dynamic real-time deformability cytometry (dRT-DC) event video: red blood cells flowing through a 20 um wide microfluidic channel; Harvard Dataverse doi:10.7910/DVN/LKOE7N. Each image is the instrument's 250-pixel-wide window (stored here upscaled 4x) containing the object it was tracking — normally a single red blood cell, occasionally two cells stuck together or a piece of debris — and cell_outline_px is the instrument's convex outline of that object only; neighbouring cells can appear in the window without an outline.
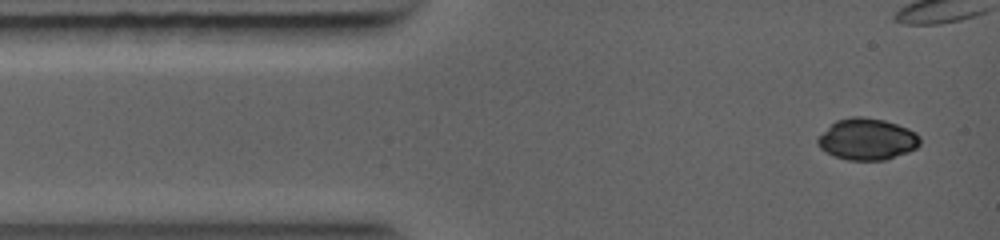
{"species": "common noctule bat (a hibernating species)", "species_latin": "Nyctalus noctula", "temperature_condition": "warm", "stored_images_in_passage": 4, "camera_frame_rate_fps": 5000, "um_per_image_px": 0.085, "animal": {"sex": "female", "body_mass_g": 19.0, "forearm_length_mm": 56.7}, "frame": {"image": 1, "passage_image": 1, "time_ms": 0.0, "image_size_px": [1000, 240], "cell_outline_px": [[920, 144], [916, 148], [908, 152], [884, 160], [848, 160], [836, 156], [820, 148], [816, 144], [816, 140], [836, 120], [852, 116], [860, 116], [884, 120], [908, 128], [916, 132], [920, 136]], "centroid_in_image_um": [73.73, 11.83], "position_along_channel_um": 11.3, "area_um2": 24.57}}
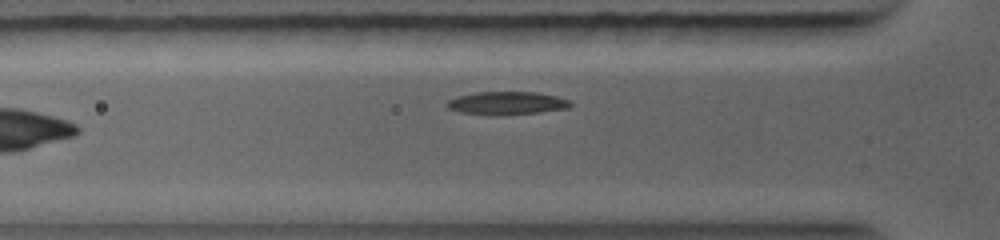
{"frame": {"image": 2, "passage_image": 4, "time_ms": 3.4, "image_size_px": [1000, 240], "cell_outline_px": [[572, 104], [568, 108], [540, 112], [500, 116], [488, 116], [460, 112], [448, 108], [444, 104], [448, 100], [460, 96], [476, 92], [536, 92], [556, 96], [568, 100]], "centroid_in_image_um": [43.05, 8.78], "position_along_channel_um": 82.8, "area_um2": 16.76}}